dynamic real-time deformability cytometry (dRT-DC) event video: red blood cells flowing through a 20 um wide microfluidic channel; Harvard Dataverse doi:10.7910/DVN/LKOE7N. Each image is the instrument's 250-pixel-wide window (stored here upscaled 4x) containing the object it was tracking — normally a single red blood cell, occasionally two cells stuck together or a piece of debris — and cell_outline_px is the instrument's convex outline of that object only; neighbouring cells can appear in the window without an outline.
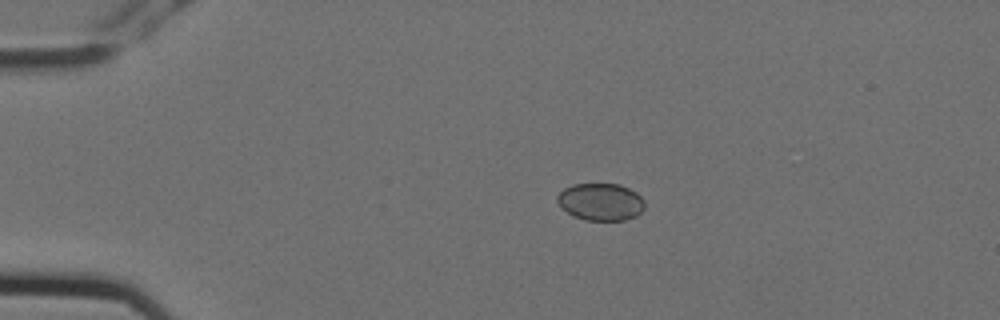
{"species": "Egyptian fruit bat (a non-hibernating species)", "species_latin": "Rousettus aegyptiacus", "temperature_condition": "cold", "stored_images_in_passage": 4, "camera_frame_rate_fps": 3000, "um_per_image_px": 0.085, "animal": {"sex": "female"}, "frame": {"image": 1, "passage_image": 1, "time_ms": 0.0, "image_size_px": [1000, 320], "cell_outline_px": [[644, 208], [636, 216], [624, 220], [584, 220], [572, 216], [556, 200], [556, 196], [564, 188], [572, 184], [620, 184], [636, 192], [644, 200]], "centroid_in_image_um": [51.06, 17.15], "position_along_channel_um": 33.9, "area_um2": 18.96}}
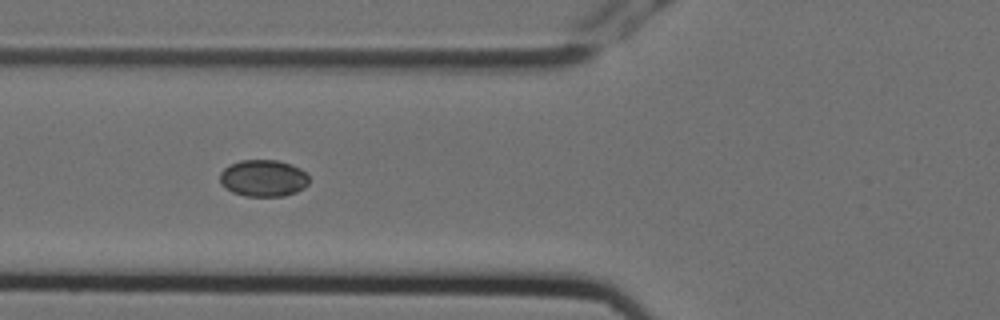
{"frame": {"image": 2, "passage_image": 4, "time_ms": 1.0, "image_size_px": [1000, 320], "cell_outline_px": [[308, 184], [304, 188], [296, 192], [284, 196], [244, 196], [232, 192], [220, 184], [220, 172], [228, 164], [240, 160], [276, 160], [292, 164], [300, 168], [308, 176]], "centroid_in_image_um": [22.36, 15.14], "position_along_channel_um": 103.4, "area_um2": 19.31}}